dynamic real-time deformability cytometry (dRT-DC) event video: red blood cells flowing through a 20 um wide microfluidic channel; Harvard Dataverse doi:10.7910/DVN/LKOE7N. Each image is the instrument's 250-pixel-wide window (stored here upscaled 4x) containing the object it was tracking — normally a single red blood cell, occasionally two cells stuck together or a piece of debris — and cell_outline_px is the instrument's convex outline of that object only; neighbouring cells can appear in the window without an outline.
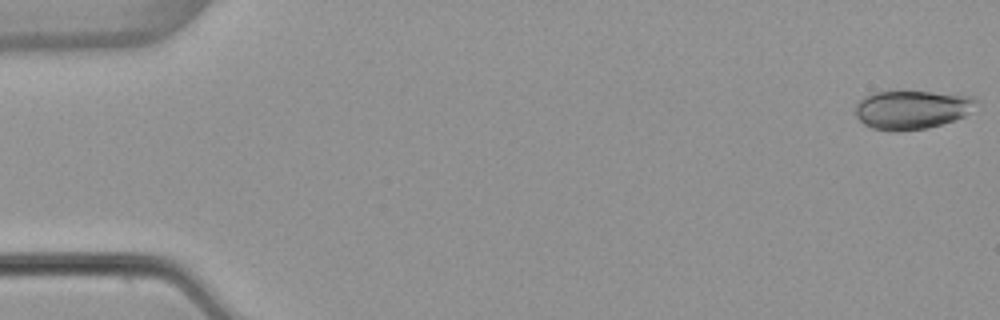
{"species": "common noctule bat (a hibernating species)", "species_latin": "Nyctalus noctula", "temperature_condition": "warm", "stored_images_in_passage": 52, "camera_frame_rate_fps": 3000, "um_per_image_px": 0.085, "animal": {"sex": "female", "body_mass_g": 22.7, "forearm_length_mm": 54.2}, "frame": {"image": 1, "passage_image": 1, "time_ms": 0.0, "image_size_px": [1000, 320], "cell_outline_px": [[976, 100], [968, 112], [964, 116], [928, 128], [900, 132], [888, 132], [872, 128], [864, 124], [856, 116], [856, 104], [864, 96], [876, 92], [932, 92], [972, 96]], "centroid_in_image_um": [77.44, 9.34], "position_along_channel_um": 7.6, "area_um2": 26.99}}
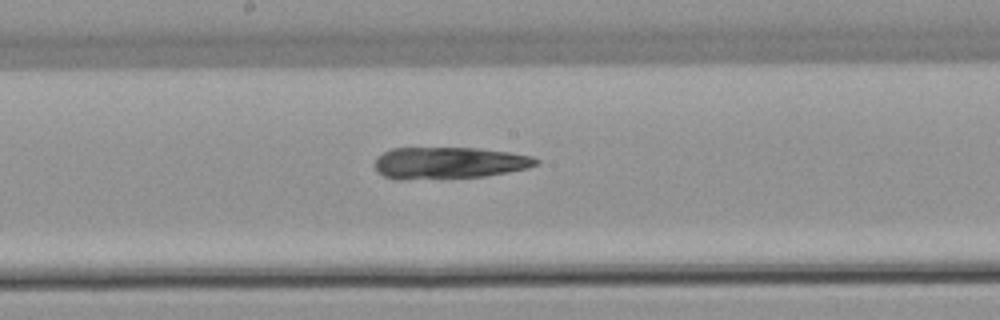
{"frame": {"image": 2, "passage_image": 28, "time_ms": 9.0, "image_size_px": [1000, 320], "cell_outline_px": [[540, 164], [528, 168], [508, 172], [484, 176], [404, 180], [396, 180], [384, 176], [376, 172], [372, 164], [376, 156], [392, 148], [480, 148], [508, 152], [532, 156], [540, 160]], "centroid_in_image_um": [38.11, 13.85], "position_along_channel_um": 210.1, "area_um2": 30.29}}
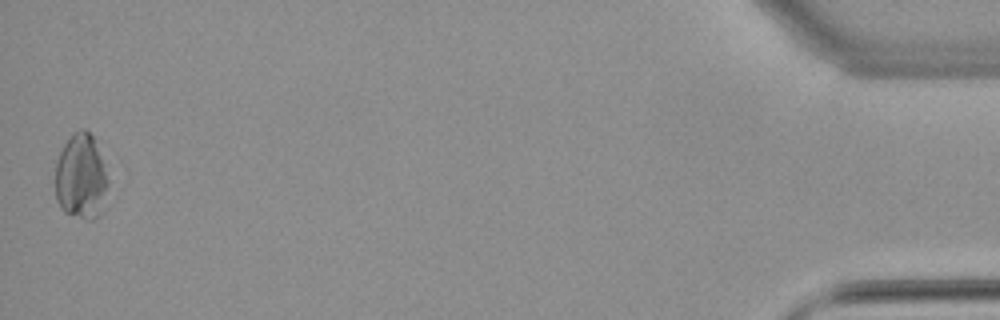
{"frame": {"image": 3, "passage_image": 52, "time_ms": 17.0, "image_size_px": [1000, 320], "cell_outline_px": [[108, 184], [104, 212], [100, 216], [92, 220], [88, 220], [64, 212], [60, 208], [56, 200], [56, 160], [64, 144], [72, 132], [80, 128], [84, 128], [92, 136], [100, 156], [108, 180]], "centroid_in_image_um": [6.89, 15.07], "position_along_channel_um": 428.3, "area_um2": 26.53}, "authors_computed_cell_mechanics": {"area_um2": 29.8537, "velocity_mm_per_s": 3.9001, "shape_relaxation_time_tau1_ms": null, "shape_relaxation_time_tau2_ms": 7.9289, "deformation_change_tau1": null, "deformation_change_tau2": 0.1635}}